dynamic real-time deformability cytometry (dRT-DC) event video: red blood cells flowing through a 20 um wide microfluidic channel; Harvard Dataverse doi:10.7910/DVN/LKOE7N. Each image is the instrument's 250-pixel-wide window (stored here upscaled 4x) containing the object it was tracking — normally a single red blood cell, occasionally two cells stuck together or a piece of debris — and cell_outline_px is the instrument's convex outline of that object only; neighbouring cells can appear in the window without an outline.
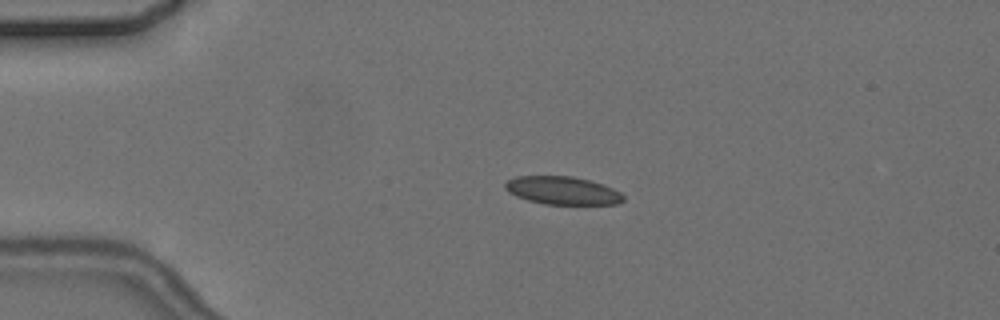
{"species": "common noctule bat (a hibernating species)", "species_latin": "Nyctalus noctula", "temperature_condition": "cold", "stored_images_in_passage": 2, "camera_frame_rate_fps": 3000, "um_per_image_px": 0.085, "animal": {"sex": "female", "body_mass_g": 24.6, "forearm_length_mm": 56.2}, "frame": {"image": 1, "passage_image": 1, "time_ms": 0.0, "image_size_px": [1000, 320], "cell_outline_px": [[624, 200], [620, 204], [544, 204], [528, 200], [516, 196], [508, 192], [504, 188], [504, 184], [508, 180], [516, 176], [572, 176], [592, 180], [604, 184], [620, 192], [624, 196]], "centroid_in_image_um": [47.82, 16.19], "position_along_channel_um": 37.2, "area_um2": 19.48}}